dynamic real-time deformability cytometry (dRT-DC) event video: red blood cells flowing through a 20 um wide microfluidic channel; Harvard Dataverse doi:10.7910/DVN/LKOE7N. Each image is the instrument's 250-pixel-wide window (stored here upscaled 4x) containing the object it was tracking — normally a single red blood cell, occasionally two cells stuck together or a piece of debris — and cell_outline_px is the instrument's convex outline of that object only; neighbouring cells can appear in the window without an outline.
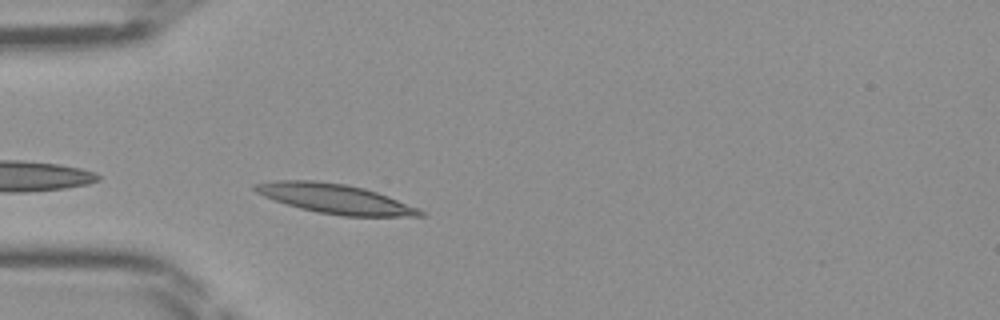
{"species": "Egyptian fruit bat (a non-hibernating species)", "species_latin": "Rousettus aegyptiacus", "temperature_condition": "room temperature", "stored_images_in_passage": 25, "camera_frame_rate_fps": 3000, "um_per_image_px": 0.085, "frame": {"image": 1, "passage_image": 1, "time_ms": 0.0, "image_size_px": [1000, 320], "cell_outline_px": [[428, 212], [424, 216], [344, 216], [316, 212], [300, 208], [264, 196], [256, 192], [252, 188], [252, 184], [276, 180], [316, 180], [344, 184], [364, 188], [388, 196], [420, 208]], "centroid_in_image_um": [28.52, 16.89], "position_along_channel_um": 56.5, "area_um2": 28.44}}
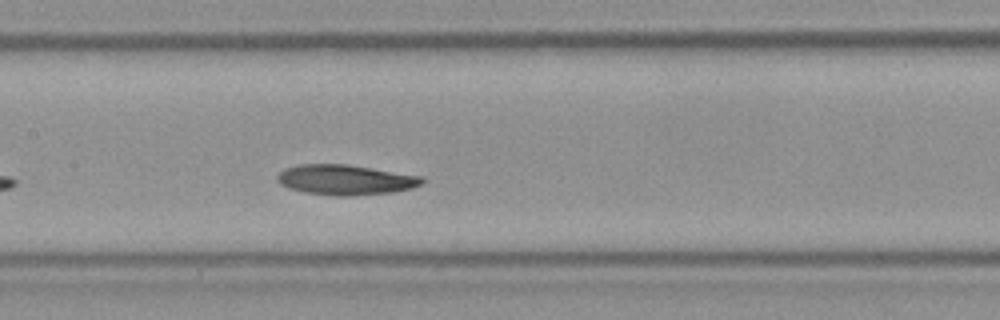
{"frame": {"image": 2, "passage_image": 10, "time_ms": 3.0, "image_size_px": [1000, 320], "cell_outline_px": [[428, 180], [412, 188], [392, 192], [352, 196], [336, 196], [304, 192], [288, 188], [280, 184], [276, 180], [276, 176], [284, 168], [300, 164], [348, 164], [424, 176]], "centroid_in_image_um": [29.38, 15.28], "position_along_channel_um": 178.0, "area_um2": 25.78}}
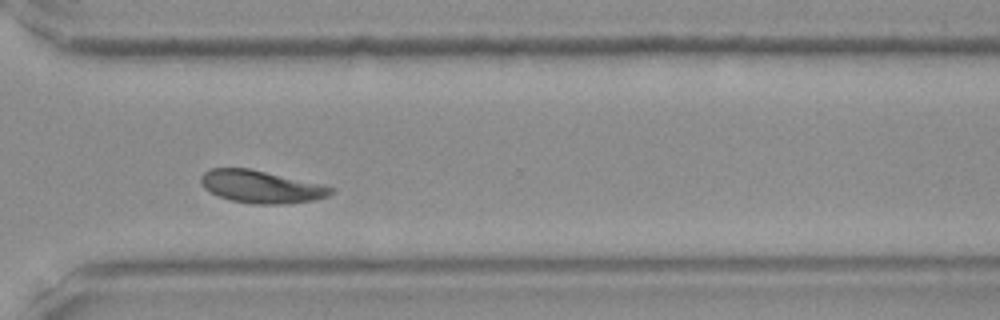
{"frame": {"image": 3, "passage_image": 22, "time_ms": 7.0, "image_size_px": [1000, 320], "cell_outline_px": [[336, 188], [328, 196], [312, 200], [284, 204], [252, 204], [232, 200], [220, 196], [204, 188], [200, 184], [200, 176], [208, 168], [248, 168], [328, 184]], "centroid_in_image_um": [22.24, 15.85], "position_along_channel_um": 348.4, "area_um2": 24.97}}